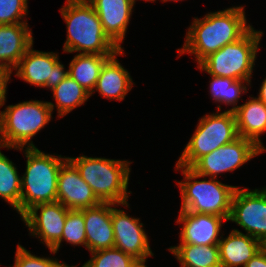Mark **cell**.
I'll return each mask as SVG.
<instances>
[{
    "label": "cell",
    "instance_id": "6da1fadb",
    "mask_svg": "<svg viewBox=\"0 0 266 267\" xmlns=\"http://www.w3.org/2000/svg\"><path fill=\"white\" fill-rule=\"evenodd\" d=\"M245 7L232 5L208 12L201 18L193 17L187 27L183 45L176 50V57L194 55L193 60L198 65L209 54L242 38L253 27L247 19Z\"/></svg>",
    "mask_w": 266,
    "mask_h": 267
},
{
    "label": "cell",
    "instance_id": "7a4b0ae2",
    "mask_svg": "<svg viewBox=\"0 0 266 267\" xmlns=\"http://www.w3.org/2000/svg\"><path fill=\"white\" fill-rule=\"evenodd\" d=\"M59 11L67 30L63 53L114 55L120 50L87 0H66Z\"/></svg>",
    "mask_w": 266,
    "mask_h": 267
},
{
    "label": "cell",
    "instance_id": "3957f363",
    "mask_svg": "<svg viewBox=\"0 0 266 267\" xmlns=\"http://www.w3.org/2000/svg\"><path fill=\"white\" fill-rule=\"evenodd\" d=\"M22 152L26 159L21 173L20 218L33 206L57 201V179L63 163L68 159L37 148H7Z\"/></svg>",
    "mask_w": 266,
    "mask_h": 267
},
{
    "label": "cell",
    "instance_id": "277c9868",
    "mask_svg": "<svg viewBox=\"0 0 266 267\" xmlns=\"http://www.w3.org/2000/svg\"><path fill=\"white\" fill-rule=\"evenodd\" d=\"M79 170L80 176L89 184L101 202L124 204L129 202L132 191L128 189L131 162L127 159H110L81 154L67 157Z\"/></svg>",
    "mask_w": 266,
    "mask_h": 267
},
{
    "label": "cell",
    "instance_id": "5b68a950",
    "mask_svg": "<svg viewBox=\"0 0 266 267\" xmlns=\"http://www.w3.org/2000/svg\"><path fill=\"white\" fill-rule=\"evenodd\" d=\"M174 166L173 171L181 172L184 176L180 181L175 180L180 190V210L220 217L230 216L236 185L225 184L217 178L200 175L191 167L176 164Z\"/></svg>",
    "mask_w": 266,
    "mask_h": 267
},
{
    "label": "cell",
    "instance_id": "8992f818",
    "mask_svg": "<svg viewBox=\"0 0 266 267\" xmlns=\"http://www.w3.org/2000/svg\"><path fill=\"white\" fill-rule=\"evenodd\" d=\"M0 110V146L3 148H37L32 140L55 117L48 101L27 100Z\"/></svg>",
    "mask_w": 266,
    "mask_h": 267
},
{
    "label": "cell",
    "instance_id": "52a82bcc",
    "mask_svg": "<svg viewBox=\"0 0 266 267\" xmlns=\"http://www.w3.org/2000/svg\"><path fill=\"white\" fill-rule=\"evenodd\" d=\"M264 32L252 27L242 38L204 58L196 69L208 75L244 80L252 84Z\"/></svg>",
    "mask_w": 266,
    "mask_h": 267
},
{
    "label": "cell",
    "instance_id": "ba28073f",
    "mask_svg": "<svg viewBox=\"0 0 266 267\" xmlns=\"http://www.w3.org/2000/svg\"><path fill=\"white\" fill-rule=\"evenodd\" d=\"M198 119L176 165L192 167L204 155L239 137L234 111L216 110V113L209 112Z\"/></svg>",
    "mask_w": 266,
    "mask_h": 267
},
{
    "label": "cell",
    "instance_id": "9c48e42d",
    "mask_svg": "<svg viewBox=\"0 0 266 267\" xmlns=\"http://www.w3.org/2000/svg\"><path fill=\"white\" fill-rule=\"evenodd\" d=\"M228 222L235 223L247 235L266 242V186L251 189L237 186L231 201Z\"/></svg>",
    "mask_w": 266,
    "mask_h": 267
},
{
    "label": "cell",
    "instance_id": "30bf717a",
    "mask_svg": "<svg viewBox=\"0 0 266 267\" xmlns=\"http://www.w3.org/2000/svg\"><path fill=\"white\" fill-rule=\"evenodd\" d=\"M263 153L252 140L239 136L204 155L191 168L200 175L219 179L224 173H233Z\"/></svg>",
    "mask_w": 266,
    "mask_h": 267
},
{
    "label": "cell",
    "instance_id": "8fae6325",
    "mask_svg": "<svg viewBox=\"0 0 266 267\" xmlns=\"http://www.w3.org/2000/svg\"><path fill=\"white\" fill-rule=\"evenodd\" d=\"M33 46L25 52L11 74L31 86L51 91L66 78L68 69L60 61L59 52L40 51Z\"/></svg>",
    "mask_w": 266,
    "mask_h": 267
},
{
    "label": "cell",
    "instance_id": "7c38bea8",
    "mask_svg": "<svg viewBox=\"0 0 266 267\" xmlns=\"http://www.w3.org/2000/svg\"><path fill=\"white\" fill-rule=\"evenodd\" d=\"M125 209L130 207V203H112V224L114 230V247L132 256L136 260L154 257V252L150 246V238L145 229V224L141 218L134 217L127 213ZM120 207V208H119Z\"/></svg>",
    "mask_w": 266,
    "mask_h": 267
},
{
    "label": "cell",
    "instance_id": "4fadbf2b",
    "mask_svg": "<svg viewBox=\"0 0 266 267\" xmlns=\"http://www.w3.org/2000/svg\"><path fill=\"white\" fill-rule=\"evenodd\" d=\"M68 211L59 201L41 203L29 209L20 220L30 237L51 249L62 237Z\"/></svg>",
    "mask_w": 266,
    "mask_h": 267
},
{
    "label": "cell",
    "instance_id": "5bb4252c",
    "mask_svg": "<svg viewBox=\"0 0 266 267\" xmlns=\"http://www.w3.org/2000/svg\"><path fill=\"white\" fill-rule=\"evenodd\" d=\"M176 225L180 226L179 244L218 245L229 217L179 210ZM224 224V225H223Z\"/></svg>",
    "mask_w": 266,
    "mask_h": 267
},
{
    "label": "cell",
    "instance_id": "9a60e30c",
    "mask_svg": "<svg viewBox=\"0 0 266 267\" xmlns=\"http://www.w3.org/2000/svg\"><path fill=\"white\" fill-rule=\"evenodd\" d=\"M57 201L69 210H82L101 203L69 159L63 163L58 173Z\"/></svg>",
    "mask_w": 266,
    "mask_h": 267
},
{
    "label": "cell",
    "instance_id": "2e32d148",
    "mask_svg": "<svg viewBox=\"0 0 266 267\" xmlns=\"http://www.w3.org/2000/svg\"><path fill=\"white\" fill-rule=\"evenodd\" d=\"M98 14L104 32L120 48L135 11L131 0H87Z\"/></svg>",
    "mask_w": 266,
    "mask_h": 267
},
{
    "label": "cell",
    "instance_id": "e0dca14e",
    "mask_svg": "<svg viewBox=\"0 0 266 267\" xmlns=\"http://www.w3.org/2000/svg\"><path fill=\"white\" fill-rule=\"evenodd\" d=\"M125 49H120L103 65L96 86L90 97L98 94L109 101H124L134 87L135 82L130 72L120 63L117 57L126 56Z\"/></svg>",
    "mask_w": 266,
    "mask_h": 267
},
{
    "label": "cell",
    "instance_id": "ac0fdd59",
    "mask_svg": "<svg viewBox=\"0 0 266 267\" xmlns=\"http://www.w3.org/2000/svg\"><path fill=\"white\" fill-rule=\"evenodd\" d=\"M86 232V250L91 253L114 247L112 203L100 204L83 209Z\"/></svg>",
    "mask_w": 266,
    "mask_h": 267
},
{
    "label": "cell",
    "instance_id": "d6986e66",
    "mask_svg": "<svg viewBox=\"0 0 266 267\" xmlns=\"http://www.w3.org/2000/svg\"><path fill=\"white\" fill-rule=\"evenodd\" d=\"M224 234L218 243L221 267H244L263 248L259 240L238 228Z\"/></svg>",
    "mask_w": 266,
    "mask_h": 267
},
{
    "label": "cell",
    "instance_id": "ffe728a7",
    "mask_svg": "<svg viewBox=\"0 0 266 267\" xmlns=\"http://www.w3.org/2000/svg\"><path fill=\"white\" fill-rule=\"evenodd\" d=\"M29 24L0 25V66L11 72L34 44Z\"/></svg>",
    "mask_w": 266,
    "mask_h": 267
},
{
    "label": "cell",
    "instance_id": "44dd1931",
    "mask_svg": "<svg viewBox=\"0 0 266 267\" xmlns=\"http://www.w3.org/2000/svg\"><path fill=\"white\" fill-rule=\"evenodd\" d=\"M248 97L234 111L238 135L252 140L266 152V146L261 138L266 133V104L257 96L249 95Z\"/></svg>",
    "mask_w": 266,
    "mask_h": 267
},
{
    "label": "cell",
    "instance_id": "7402d4cb",
    "mask_svg": "<svg viewBox=\"0 0 266 267\" xmlns=\"http://www.w3.org/2000/svg\"><path fill=\"white\" fill-rule=\"evenodd\" d=\"M209 77V95L213 103L217 104L216 110L222 111L225 105L230 111H235L240 106V100H244L242 95L247 94L251 90L252 84L244 80H235L232 78L221 76ZM250 89V90H249ZM229 106H231L229 108Z\"/></svg>",
    "mask_w": 266,
    "mask_h": 267
},
{
    "label": "cell",
    "instance_id": "603a6c76",
    "mask_svg": "<svg viewBox=\"0 0 266 267\" xmlns=\"http://www.w3.org/2000/svg\"><path fill=\"white\" fill-rule=\"evenodd\" d=\"M51 92L55 103L52 101H48V103L52 112H57L56 120L58 118L63 119L76 108L85 105L89 98H91L90 93L69 75Z\"/></svg>",
    "mask_w": 266,
    "mask_h": 267
},
{
    "label": "cell",
    "instance_id": "cb8c5ba5",
    "mask_svg": "<svg viewBox=\"0 0 266 267\" xmlns=\"http://www.w3.org/2000/svg\"><path fill=\"white\" fill-rule=\"evenodd\" d=\"M180 267H221L218 245L178 244L167 248Z\"/></svg>",
    "mask_w": 266,
    "mask_h": 267
},
{
    "label": "cell",
    "instance_id": "d4e9b609",
    "mask_svg": "<svg viewBox=\"0 0 266 267\" xmlns=\"http://www.w3.org/2000/svg\"><path fill=\"white\" fill-rule=\"evenodd\" d=\"M111 56L113 55L75 54L67 66L68 75L91 94L104 63Z\"/></svg>",
    "mask_w": 266,
    "mask_h": 267
},
{
    "label": "cell",
    "instance_id": "484cf974",
    "mask_svg": "<svg viewBox=\"0 0 266 267\" xmlns=\"http://www.w3.org/2000/svg\"><path fill=\"white\" fill-rule=\"evenodd\" d=\"M2 148L0 146V199L20 217L21 175L16 164L1 151Z\"/></svg>",
    "mask_w": 266,
    "mask_h": 267
},
{
    "label": "cell",
    "instance_id": "4316f807",
    "mask_svg": "<svg viewBox=\"0 0 266 267\" xmlns=\"http://www.w3.org/2000/svg\"><path fill=\"white\" fill-rule=\"evenodd\" d=\"M65 244H70L71 247H84L86 249V232L85 222L82 210H69L65 219V226L61 239L51 248L56 253Z\"/></svg>",
    "mask_w": 266,
    "mask_h": 267
},
{
    "label": "cell",
    "instance_id": "83f0119b",
    "mask_svg": "<svg viewBox=\"0 0 266 267\" xmlns=\"http://www.w3.org/2000/svg\"><path fill=\"white\" fill-rule=\"evenodd\" d=\"M90 254L91 258L81 267H130L136 260L115 247L97 250Z\"/></svg>",
    "mask_w": 266,
    "mask_h": 267
},
{
    "label": "cell",
    "instance_id": "f1b7e54d",
    "mask_svg": "<svg viewBox=\"0 0 266 267\" xmlns=\"http://www.w3.org/2000/svg\"><path fill=\"white\" fill-rule=\"evenodd\" d=\"M51 254H53V257L51 256H38L35 254H32L30 250L26 249L23 245L20 243L16 246L15 251V257H14V263L13 265L9 267H56L61 261L54 255H57V253L52 250L48 249Z\"/></svg>",
    "mask_w": 266,
    "mask_h": 267
},
{
    "label": "cell",
    "instance_id": "f546056e",
    "mask_svg": "<svg viewBox=\"0 0 266 267\" xmlns=\"http://www.w3.org/2000/svg\"><path fill=\"white\" fill-rule=\"evenodd\" d=\"M28 0H0V25L29 24Z\"/></svg>",
    "mask_w": 266,
    "mask_h": 267
},
{
    "label": "cell",
    "instance_id": "4dcf8cb0",
    "mask_svg": "<svg viewBox=\"0 0 266 267\" xmlns=\"http://www.w3.org/2000/svg\"><path fill=\"white\" fill-rule=\"evenodd\" d=\"M11 71H0V108L7 101V94H8V83L11 82L13 78H11L12 74Z\"/></svg>",
    "mask_w": 266,
    "mask_h": 267
},
{
    "label": "cell",
    "instance_id": "1f68e13d",
    "mask_svg": "<svg viewBox=\"0 0 266 267\" xmlns=\"http://www.w3.org/2000/svg\"><path fill=\"white\" fill-rule=\"evenodd\" d=\"M244 267H266V250L262 248Z\"/></svg>",
    "mask_w": 266,
    "mask_h": 267
},
{
    "label": "cell",
    "instance_id": "d6a6232c",
    "mask_svg": "<svg viewBox=\"0 0 266 267\" xmlns=\"http://www.w3.org/2000/svg\"><path fill=\"white\" fill-rule=\"evenodd\" d=\"M262 80L263 81L260 83L261 85L259 86L257 97L266 104V76Z\"/></svg>",
    "mask_w": 266,
    "mask_h": 267
},
{
    "label": "cell",
    "instance_id": "836d02e7",
    "mask_svg": "<svg viewBox=\"0 0 266 267\" xmlns=\"http://www.w3.org/2000/svg\"><path fill=\"white\" fill-rule=\"evenodd\" d=\"M148 259H143V260H135L134 263L130 267H148L147 266V261Z\"/></svg>",
    "mask_w": 266,
    "mask_h": 267
},
{
    "label": "cell",
    "instance_id": "e575fe53",
    "mask_svg": "<svg viewBox=\"0 0 266 267\" xmlns=\"http://www.w3.org/2000/svg\"><path fill=\"white\" fill-rule=\"evenodd\" d=\"M56 267H78V265H69L66 262H64L63 260L56 266Z\"/></svg>",
    "mask_w": 266,
    "mask_h": 267
},
{
    "label": "cell",
    "instance_id": "d590c367",
    "mask_svg": "<svg viewBox=\"0 0 266 267\" xmlns=\"http://www.w3.org/2000/svg\"><path fill=\"white\" fill-rule=\"evenodd\" d=\"M132 1V3L134 4V5H136V2L138 1V0H131ZM141 1V0H140ZM142 1H145V3L147 2V3H150V2H156L157 0H142Z\"/></svg>",
    "mask_w": 266,
    "mask_h": 267
},
{
    "label": "cell",
    "instance_id": "8d00e7d4",
    "mask_svg": "<svg viewBox=\"0 0 266 267\" xmlns=\"http://www.w3.org/2000/svg\"><path fill=\"white\" fill-rule=\"evenodd\" d=\"M159 1V0H158ZM162 3H167V2H182L183 0H160Z\"/></svg>",
    "mask_w": 266,
    "mask_h": 267
},
{
    "label": "cell",
    "instance_id": "74e56055",
    "mask_svg": "<svg viewBox=\"0 0 266 267\" xmlns=\"http://www.w3.org/2000/svg\"><path fill=\"white\" fill-rule=\"evenodd\" d=\"M0 71H10V70L0 66Z\"/></svg>",
    "mask_w": 266,
    "mask_h": 267
},
{
    "label": "cell",
    "instance_id": "f35d334b",
    "mask_svg": "<svg viewBox=\"0 0 266 267\" xmlns=\"http://www.w3.org/2000/svg\"><path fill=\"white\" fill-rule=\"evenodd\" d=\"M263 248L266 250V242L263 244Z\"/></svg>",
    "mask_w": 266,
    "mask_h": 267
}]
</instances>
